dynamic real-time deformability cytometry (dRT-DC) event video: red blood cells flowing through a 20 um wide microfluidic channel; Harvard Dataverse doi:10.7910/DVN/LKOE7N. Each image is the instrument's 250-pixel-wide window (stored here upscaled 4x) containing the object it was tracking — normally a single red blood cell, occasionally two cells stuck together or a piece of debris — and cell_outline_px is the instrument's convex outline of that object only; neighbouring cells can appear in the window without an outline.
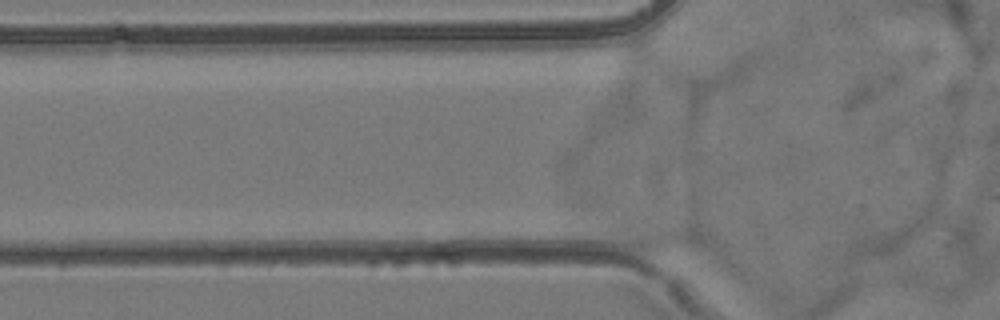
{"species": "common noctule bat (a hibernating species)", "species_latin": "Nyctalus noctula", "temperature_condition": "room temperature", "stored_images_in_passage": 4, "camera_frame_rate_fps": 3000, "um_per_image_px": 0.085, "animal": {"sex": "female", "body_mass_g": 24.6, "forearm_length_mm": 56.2}, "frame": {"image": 1, "passage_image": 2, "time_ms": 0.333, "image_size_px": [1000, 320], "cell_outline_px": [[704, 244], [700, 248], [652, 252], [648, 252], [632, 248], [628, 244], [616, 228], [624, 224], [692, 228], [700, 236]], "centroid_in_image_um": [56.1, 20.22], "position_along_channel_um": 69.7, "area_um2": 13.12}}